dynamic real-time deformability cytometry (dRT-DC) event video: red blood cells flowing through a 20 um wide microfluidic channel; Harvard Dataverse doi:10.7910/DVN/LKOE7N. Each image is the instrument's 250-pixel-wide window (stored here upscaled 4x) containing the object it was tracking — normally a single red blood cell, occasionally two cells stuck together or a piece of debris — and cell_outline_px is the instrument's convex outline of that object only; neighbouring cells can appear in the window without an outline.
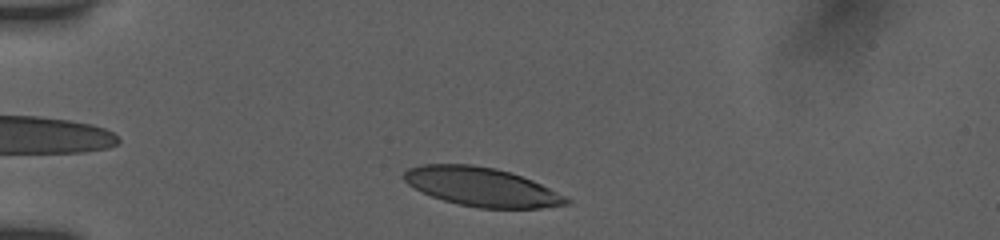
{"species": "human", "species_latin": "Homo sapiens", "temperature_condition": "room temperature", "stored_images_in_passage": 40, "camera_frame_rate_fps": 3000, "um_per_image_px": 0.085, "donor": {"sex": "female"}, "frame": {"image": 1, "passage_image": 3, "time_ms": 0.667, "image_size_px": [1000, 240], "cell_outline_px": [[572, 200], [568, 204], [540, 208], [480, 208], [460, 204], [444, 200], [432, 196], [408, 184], [404, 180], [404, 172], [408, 168], [420, 164], [472, 164], [496, 168], [532, 180], [568, 196]], "centroid_in_image_um": [40.97, 15.88], "position_along_channel_um": 44.0, "area_um2": 36.59}}
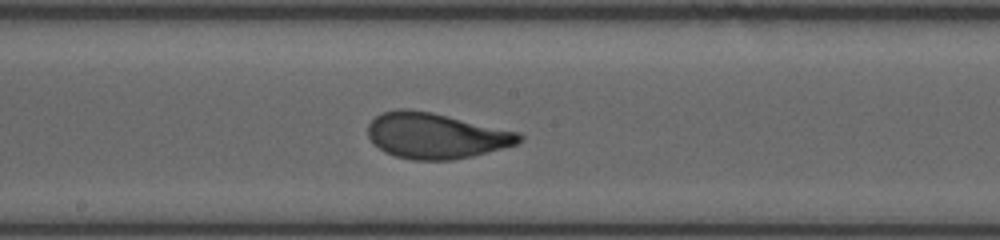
{"frame": {"image": 2, "passage_image": 24, "time_ms": 6.0, "image_size_px": [1000, 240], "cell_outline_px": [[524, 140], [516, 144], [472, 156], [452, 160], [412, 160], [396, 156], [384, 152], [368, 136], [368, 124], [376, 116], [384, 112], [396, 108], [408, 108], [432, 112], [520, 132], [524, 136]], "centroid_in_image_um": [37.06, 11.52], "position_along_channel_um": 211.1, "area_um2": 40.29}}
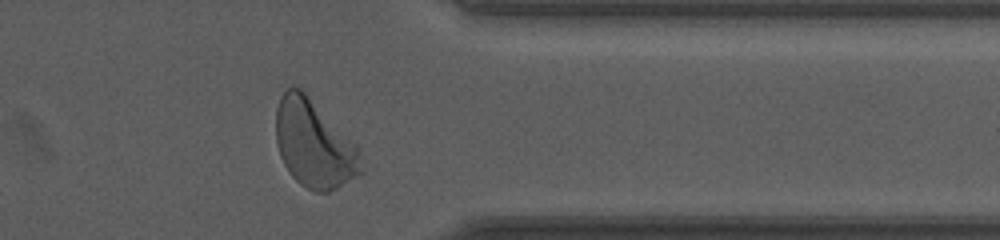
{"frame": {"image": 3, "passage_image": 37, "time_ms": 10.667, "image_size_px": [1000, 240], "cell_outline_px": [[364, 172], [336, 188], [328, 192], [316, 192], [300, 184], [288, 172], [280, 156], [276, 144], [276, 108], [280, 96], [288, 88], [300, 88], [356, 144], [364, 168]], "centroid_in_image_um": [26.69, 12.27], "position_along_channel_um": 384.7, "area_um2": 43.18}, "authors_computed_cell_mechanics": {"area_um2": 39.7664, "velocity_mm_per_s": 3.8532, "shape_relaxation_time_tau1_ms": 2.8102, "shape_relaxation_time_tau2_ms": null, "deformation_change_tau1": 0.1796, "deformation_change_tau2": null}}